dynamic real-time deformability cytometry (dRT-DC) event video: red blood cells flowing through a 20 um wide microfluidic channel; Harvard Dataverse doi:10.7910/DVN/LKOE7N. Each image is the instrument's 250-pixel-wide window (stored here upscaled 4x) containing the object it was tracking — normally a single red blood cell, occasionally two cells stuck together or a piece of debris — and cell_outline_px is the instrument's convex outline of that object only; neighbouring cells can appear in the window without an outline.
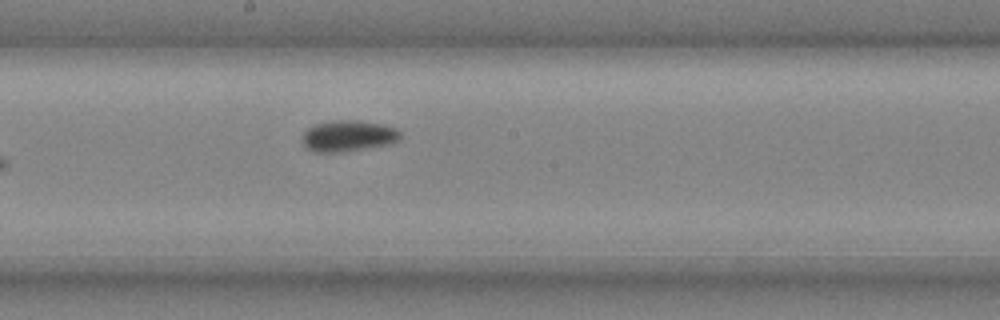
{"species": "common noctule bat (a hibernating species)", "species_latin": "Nyctalus noctula", "temperature_condition": "cold", "stored_images_in_passage": 8, "camera_frame_rate_fps": 3000, "um_per_image_px": 0.085, "animal": {"sex": "male", "body_mass_g": 20.4}, "frame": {"image": 1, "passage_image": 8, "time_ms": 2.333, "image_size_px": [1000, 320], "cell_outline_px": [[400, 140], [392, 144], [340, 152], [316, 152], [308, 148], [304, 144], [304, 132], [308, 128], [316, 124], [332, 120], [360, 120], [380, 124], [396, 128], [400, 132]], "centroid_in_image_um": [29.64, 11.55], "position_along_channel_um": 218.6, "area_um2": 17.69}}